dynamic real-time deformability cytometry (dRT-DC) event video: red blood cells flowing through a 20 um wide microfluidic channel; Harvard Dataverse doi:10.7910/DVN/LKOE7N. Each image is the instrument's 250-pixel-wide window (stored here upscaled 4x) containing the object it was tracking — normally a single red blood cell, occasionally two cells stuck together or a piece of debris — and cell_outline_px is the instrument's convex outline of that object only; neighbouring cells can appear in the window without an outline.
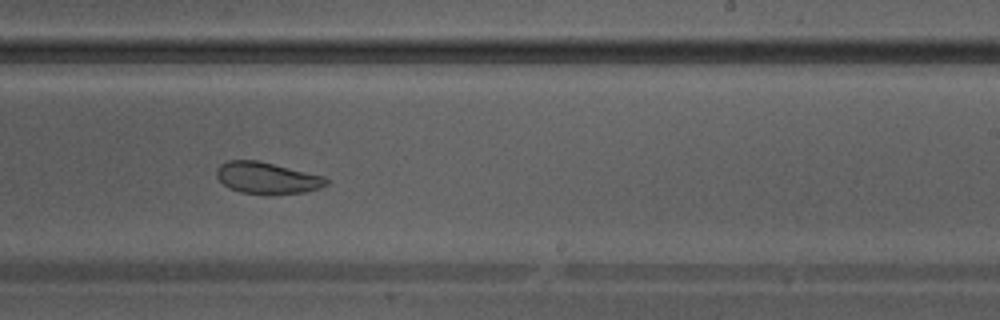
{"species": "Egyptian fruit bat (a non-hibernating species)", "species_latin": "Rousettus aegyptiacus", "temperature_condition": "warm", "stored_images_in_passage": 38, "camera_frame_rate_fps": 3000, "um_per_image_px": 0.085, "animal": {"sex": "male"}, "frame": {"image": 1, "passage_image": 22, "time_ms": 7.0, "image_size_px": [1000, 320], "cell_outline_px": [[328, 184], [320, 188], [304, 192], [268, 196], [240, 192], [224, 184], [216, 176], [216, 168], [220, 164], [228, 160], [256, 160], [324, 176], [328, 180]], "centroid_in_image_um": [22.7, 15.15], "position_along_channel_um": 266.3, "area_um2": 20.35}}